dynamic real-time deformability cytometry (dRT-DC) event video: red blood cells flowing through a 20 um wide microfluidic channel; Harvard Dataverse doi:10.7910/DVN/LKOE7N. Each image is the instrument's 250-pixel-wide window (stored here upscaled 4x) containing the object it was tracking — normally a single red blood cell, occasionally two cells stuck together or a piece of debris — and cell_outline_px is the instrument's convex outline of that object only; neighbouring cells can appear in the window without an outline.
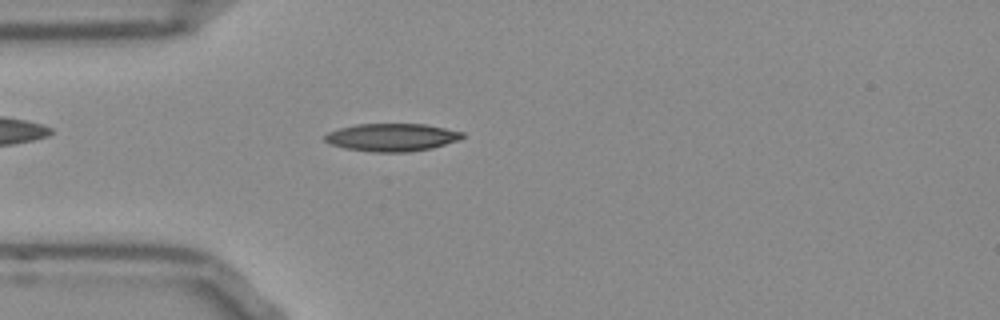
{"species": "Egyptian fruit bat (a non-hibernating species)", "species_latin": "Rousettus aegyptiacus", "temperature_condition": "room temperature", "stored_images_in_passage": 51, "camera_frame_rate_fps": 3000, "um_per_image_px": 0.085, "frame": {"image": 1, "passage_image": 13, "time_ms": 4.0, "image_size_px": [1000, 320], "cell_outline_px": [[464, 136], [460, 140], [432, 148], [408, 152], [372, 152], [344, 148], [332, 144], [324, 140], [324, 136], [328, 132], [340, 128], [356, 124], [424, 124], [464, 132]], "centroid_in_image_um": [33.32, 11.67], "position_along_channel_um": 51.7, "area_um2": 22.25}}
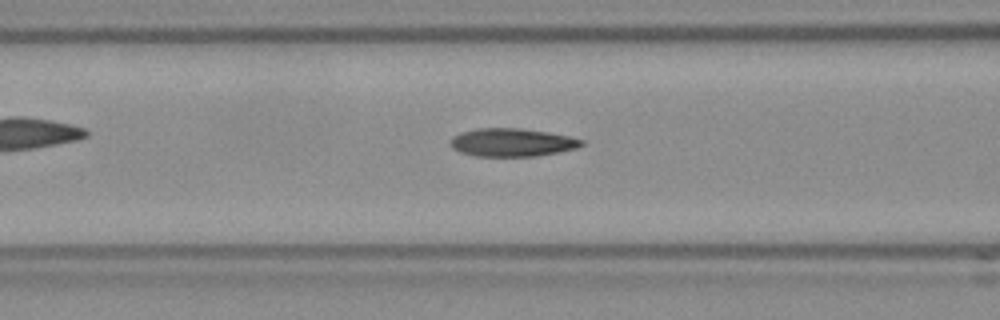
{"frame": {"image": 2, "passage_image": 19, "time_ms": 6.0, "image_size_px": [1000, 320], "cell_outline_px": [[584, 144], [576, 148], [536, 156], [476, 156], [460, 152], [452, 148], [448, 144], [448, 140], [452, 136], [460, 132], [476, 128], [520, 128], [548, 132], [568, 136], [584, 140]], "centroid_in_image_um": [43.45, 12.1], "position_along_channel_um": 123.1, "area_um2": 21.62}}
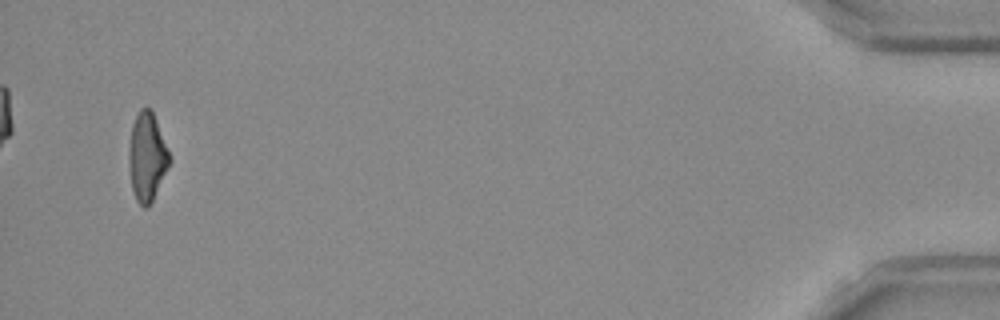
{"frame": {"image": 3, "passage_image": 49, "time_ms": 16.0, "image_size_px": [1000, 320], "cell_outline_px": [[172, 160], [148, 208], [144, 208], [136, 200], [132, 188], [128, 164], [128, 148], [132, 124], [140, 108], [148, 108], [152, 112], [156, 120]], "centroid_in_image_um": [12.48, 13.35], "position_along_channel_um": 422.7, "area_um2": 20.81}, "authors_computed_cell_mechanics": {"area_um2": 21.097, "velocity_mm_per_s": 3.8743, "shape_relaxation_time_tau1_ms": 9.1829, "shape_relaxation_time_tau2_ms": 3.0665, "deformation_change_tau1": 0.2768, "deformation_change_tau2": 0.1231}}